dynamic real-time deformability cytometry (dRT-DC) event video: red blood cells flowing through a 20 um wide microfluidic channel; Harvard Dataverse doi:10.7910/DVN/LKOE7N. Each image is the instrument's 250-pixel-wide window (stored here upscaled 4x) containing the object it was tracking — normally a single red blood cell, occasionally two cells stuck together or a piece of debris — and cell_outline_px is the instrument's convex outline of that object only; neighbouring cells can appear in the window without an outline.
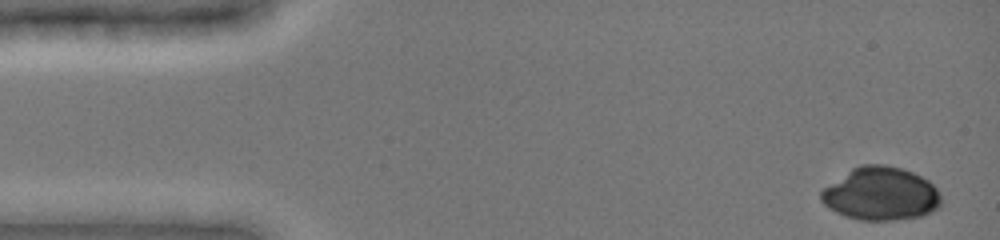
{"species": "common noctule bat (a hibernating species)", "species_latin": "Nyctalus noctula", "temperature_condition": "cold", "stored_images_in_passage": 12, "camera_frame_rate_fps": 3000, "um_per_image_px": 0.085, "animal": {"sex": "female", "body_mass_g": 19.0, "forearm_length_mm": 51.5}, "frame": {"image": 1, "passage_image": 1, "time_ms": 0.0, "image_size_px": [1000, 240], "cell_outline_px": [[940, 208], [924, 216], [892, 220], [860, 220], [836, 212], [828, 208], [820, 200], [820, 192], [824, 188], [852, 168], [860, 164], [884, 164], [900, 168], [912, 172], [928, 180], [936, 188], [940, 196]], "centroid_in_image_um": [74.88, 16.48], "position_along_channel_um": 10.1, "area_um2": 37.17}}